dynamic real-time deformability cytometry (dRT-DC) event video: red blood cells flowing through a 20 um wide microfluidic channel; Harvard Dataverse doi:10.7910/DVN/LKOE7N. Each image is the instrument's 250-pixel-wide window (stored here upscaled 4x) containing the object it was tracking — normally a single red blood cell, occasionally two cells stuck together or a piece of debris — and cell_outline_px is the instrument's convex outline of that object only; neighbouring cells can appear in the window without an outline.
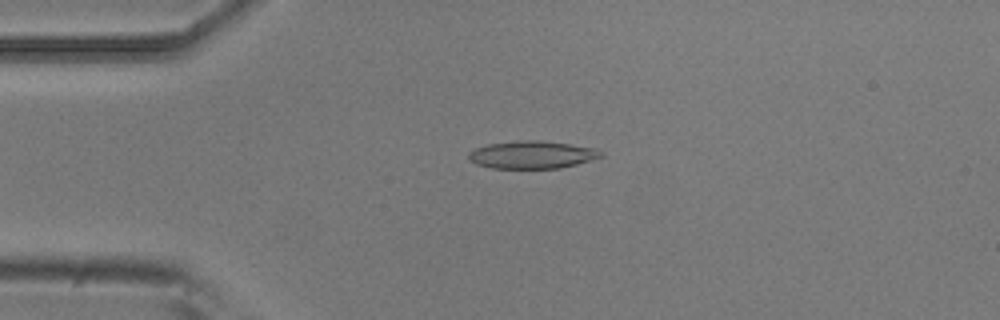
{"species": "common noctule bat (a hibernating species)", "species_latin": "Nyctalus noctula", "temperature_condition": "room temperature", "stored_images_in_passage": 6, "camera_frame_rate_fps": 3000, "um_per_image_px": 0.085, "animal": {"sex": "male", "body_mass_g": 20.5, "forearm_length_mm": 52.5}, "frame": {"image": 1, "passage_image": 3, "time_ms": 0.667, "image_size_px": [1000, 320], "cell_outline_px": [[604, 156], [576, 164], [560, 168], [492, 168], [476, 164], [468, 160], [468, 152], [476, 148], [488, 144], [520, 140], [540, 140], [596, 148], [604, 152]], "centroid_in_image_um": [45.22, 13.15], "position_along_channel_um": 39.8, "area_um2": 21.33}}
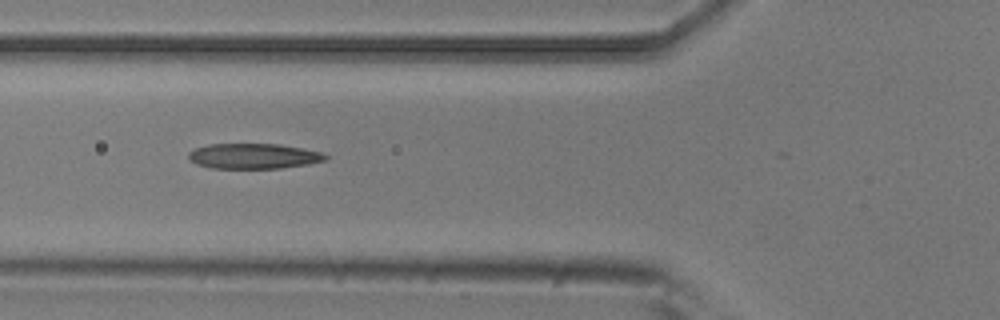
{"frame": {"image": 2, "passage_image": 5, "time_ms": 1.333, "image_size_px": [1000, 320], "cell_outline_px": [[328, 156], [324, 160], [308, 164], [280, 168], [212, 168], [196, 164], [188, 156], [188, 152], [196, 148], [208, 144], [280, 144], [320, 152]], "centroid_in_image_um": [21.53, 13.27], "position_along_channel_um": 104.3, "area_um2": 19.94}}